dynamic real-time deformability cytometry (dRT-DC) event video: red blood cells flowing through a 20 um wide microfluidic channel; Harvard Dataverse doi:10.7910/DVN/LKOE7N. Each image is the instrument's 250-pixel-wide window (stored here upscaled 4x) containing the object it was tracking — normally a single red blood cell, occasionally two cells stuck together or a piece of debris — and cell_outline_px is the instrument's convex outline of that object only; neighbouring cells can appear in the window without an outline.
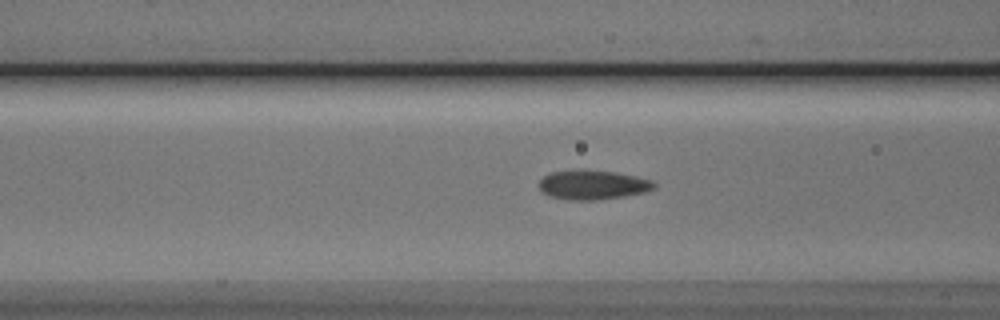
{"species": "Egyptian fruit bat (a non-hibernating species)", "species_latin": "Rousettus aegyptiacus", "temperature_condition": "cold", "stored_images_in_passage": 27, "camera_frame_rate_fps": 3000, "um_per_image_px": 0.085, "animal": {"sex": "male"}, "frame": {"image": 1, "passage_image": 4, "time_ms": 1.0, "image_size_px": [1000, 320], "cell_outline_px": [[656, 188], [644, 192], [624, 196], [596, 200], [568, 200], [548, 196], [540, 192], [540, 180], [548, 172], [580, 168], [584, 168], [616, 172], [636, 176], [652, 180], [656, 184]], "centroid_in_image_um": [50.35, 15.69], "position_along_channel_um": 116.3, "area_um2": 20.23}}
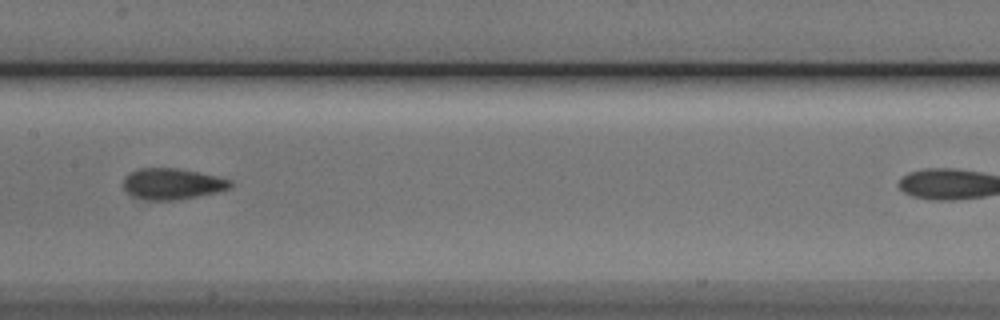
{"frame": {"image": 2, "passage_image": 10, "time_ms": 3.0, "image_size_px": [1000, 320], "cell_outline_px": [[232, 188], [216, 192], [176, 200], [148, 200], [128, 196], [124, 188], [124, 176], [128, 172], [140, 168], [176, 168], [216, 176], [232, 180]], "centroid_in_image_um": [14.59, 15.63], "position_along_channel_um": 192.8, "area_um2": 19.48}}
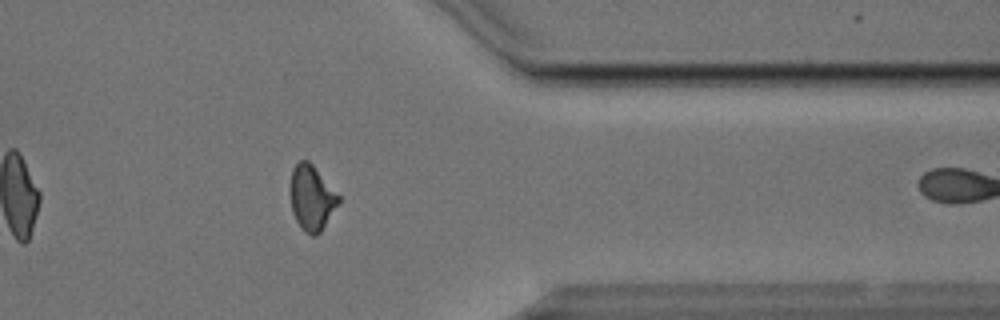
{"frame": {"image": 3, "passage_image": 26, "time_ms": 8.333, "image_size_px": [1000, 320], "cell_outline_px": [[340, 200], [320, 232], [316, 236], [312, 236], [304, 232], [300, 228], [292, 212], [288, 192], [292, 168], [300, 160], [308, 160], [312, 164], [340, 196]], "centroid_in_image_um": [26.44, 16.81], "position_along_channel_um": 385.0, "area_um2": 18.5}}